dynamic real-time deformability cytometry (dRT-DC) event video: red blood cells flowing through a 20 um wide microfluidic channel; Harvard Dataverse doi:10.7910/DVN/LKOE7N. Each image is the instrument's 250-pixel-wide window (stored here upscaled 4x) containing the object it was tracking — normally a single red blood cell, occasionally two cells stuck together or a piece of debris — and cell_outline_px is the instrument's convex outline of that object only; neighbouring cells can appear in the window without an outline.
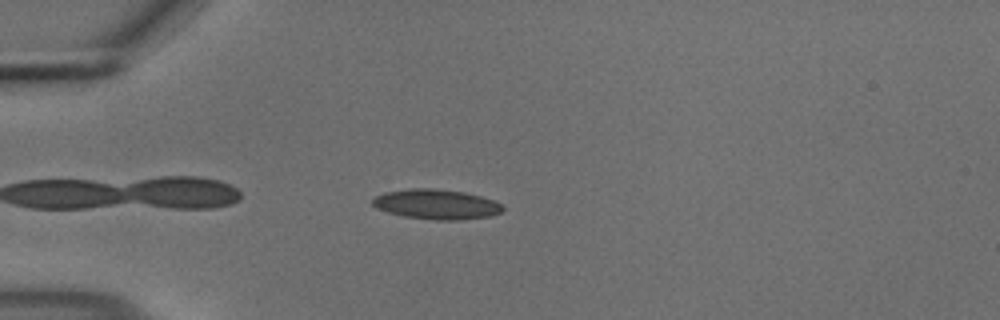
{"species": "common noctule bat (a hibernating species)", "species_latin": "Nyctalus noctula", "temperature_condition": "cold", "stored_images_in_passage": 43, "camera_frame_rate_fps": 3000, "um_per_image_px": 0.085, "animal": {"sex": "male", "body_mass_g": 18.8}, "frame": {"image": 1, "passage_image": 3, "time_ms": 0.667, "image_size_px": [1000, 320], "cell_outline_px": [[504, 208], [500, 212], [492, 216], [460, 220], [436, 220], [404, 216], [388, 212], [376, 208], [372, 204], [372, 196], [384, 192], [412, 188], [432, 188], [464, 192], [480, 196], [492, 200], [500, 204]], "centroid_in_image_um": [37.05, 17.36], "position_along_channel_um": 47.9, "area_um2": 22.72}}
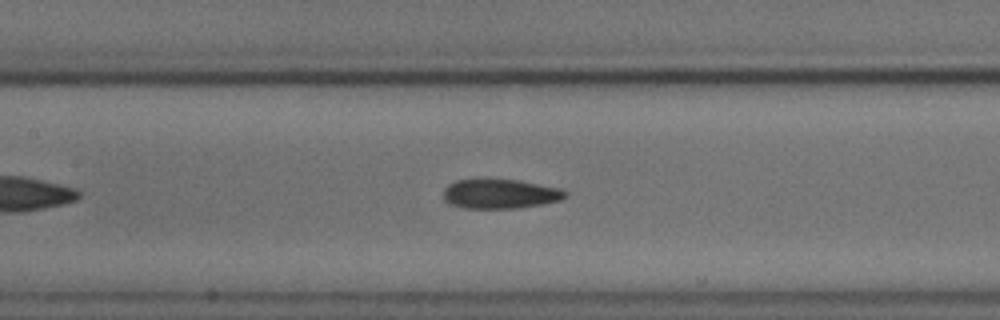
{"frame": {"image": 2, "passage_image": 14, "time_ms": 4.333, "image_size_px": [1000, 320], "cell_outline_px": [[568, 196], [560, 200], [540, 204], [516, 208], [464, 208], [452, 204], [444, 200], [444, 188], [448, 184], [456, 180], [480, 176], [520, 180], [564, 188], [568, 192]], "centroid_in_image_um": [42.51, 16.42], "position_along_channel_um": 164.9, "area_um2": 21.85}}
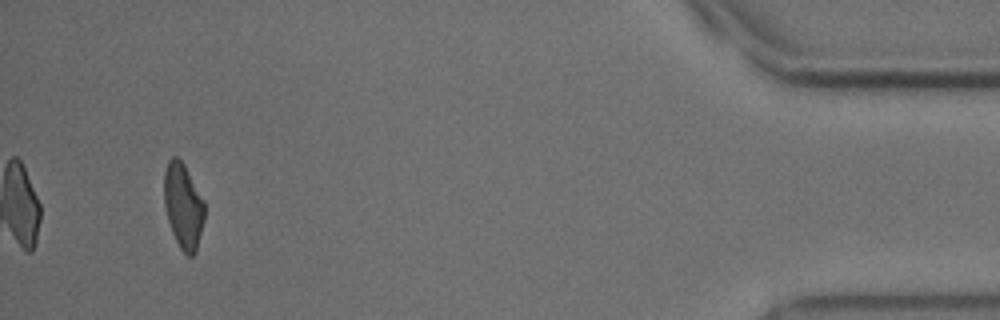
{"frame": {"image": 3, "passage_image": 40, "time_ms": 13.0, "image_size_px": [1000, 320], "cell_outline_px": [[204, 220], [196, 252], [192, 256], [188, 256], [180, 248], [172, 232], [168, 220], [164, 204], [164, 172], [168, 160], [172, 156], [176, 156], [184, 164], [204, 200]], "centroid_in_image_um": [15.57, 17.5], "position_along_channel_um": 419.6, "area_um2": 20.06}, "authors_computed_cell_mechanics": {"area_um2": 21.3282, "velocity_mm_per_s": 3.7105, "shape_relaxation_time_tau1_ms": 6.3, "shape_relaxation_time_tau2_ms": 2.8252, "deformation_change_tau1": 0.1434, "deformation_change_tau2": 0.0976}}